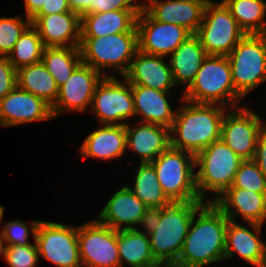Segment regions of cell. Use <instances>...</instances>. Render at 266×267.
I'll return each mask as SVG.
<instances>
[{
  "label": "cell",
  "mask_w": 266,
  "mask_h": 267,
  "mask_svg": "<svg viewBox=\"0 0 266 267\" xmlns=\"http://www.w3.org/2000/svg\"><path fill=\"white\" fill-rule=\"evenodd\" d=\"M229 188H241L257 193H266V177L253 160H243Z\"/></svg>",
  "instance_id": "cell-35"
},
{
  "label": "cell",
  "mask_w": 266,
  "mask_h": 267,
  "mask_svg": "<svg viewBox=\"0 0 266 267\" xmlns=\"http://www.w3.org/2000/svg\"><path fill=\"white\" fill-rule=\"evenodd\" d=\"M170 147V129L161 125L139 122L126 125V149L140 157V163H151Z\"/></svg>",
  "instance_id": "cell-23"
},
{
  "label": "cell",
  "mask_w": 266,
  "mask_h": 267,
  "mask_svg": "<svg viewBox=\"0 0 266 267\" xmlns=\"http://www.w3.org/2000/svg\"><path fill=\"white\" fill-rule=\"evenodd\" d=\"M103 77L94 91L91 112L101 124L127 125L135 116L132 85L123 77Z\"/></svg>",
  "instance_id": "cell-10"
},
{
  "label": "cell",
  "mask_w": 266,
  "mask_h": 267,
  "mask_svg": "<svg viewBox=\"0 0 266 267\" xmlns=\"http://www.w3.org/2000/svg\"><path fill=\"white\" fill-rule=\"evenodd\" d=\"M209 0H151L142 7L154 20L180 25L195 34Z\"/></svg>",
  "instance_id": "cell-19"
},
{
  "label": "cell",
  "mask_w": 266,
  "mask_h": 267,
  "mask_svg": "<svg viewBox=\"0 0 266 267\" xmlns=\"http://www.w3.org/2000/svg\"><path fill=\"white\" fill-rule=\"evenodd\" d=\"M141 10H117L81 15V37H102L122 32H137Z\"/></svg>",
  "instance_id": "cell-26"
},
{
  "label": "cell",
  "mask_w": 266,
  "mask_h": 267,
  "mask_svg": "<svg viewBox=\"0 0 266 267\" xmlns=\"http://www.w3.org/2000/svg\"><path fill=\"white\" fill-rule=\"evenodd\" d=\"M147 208L130 188L124 185L106 202L97 220L117 231L136 229Z\"/></svg>",
  "instance_id": "cell-20"
},
{
  "label": "cell",
  "mask_w": 266,
  "mask_h": 267,
  "mask_svg": "<svg viewBox=\"0 0 266 267\" xmlns=\"http://www.w3.org/2000/svg\"><path fill=\"white\" fill-rule=\"evenodd\" d=\"M182 99L205 104H218L229 109L237 106L241 97L232 81L227 56L207 55L194 81L182 92Z\"/></svg>",
  "instance_id": "cell-4"
},
{
  "label": "cell",
  "mask_w": 266,
  "mask_h": 267,
  "mask_svg": "<svg viewBox=\"0 0 266 267\" xmlns=\"http://www.w3.org/2000/svg\"><path fill=\"white\" fill-rule=\"evenodd\" d=\"M228 217L205 202L195 213L182 252L172 267H204L224 260Z\"/></svg>",
  "instance_id": "cell-1"
},
{
  "label": "cell",
  "mask_w": 266,
  "mask_h": 267,
  "mask_svg": "<svg viewBox=\"0 0 266 267\" xmlns=\"http://www.w3.org/2000/svg\"><path fill=\"white\" fill-rule=\"evenodd\" d=\"M213 203L228 217L262 224L266 220V193L241 188H227Z\"/></svg>",
  "instance_id": "cell-21"
},
{
  "label": "cell",
  "mask_w": 266,
  "mask_h": 267,
  "mask_svg": "<svg viewBox=\"0 0 266 267\" xmlns=\"http://www.w3.org/2000/svg\"><path fill=\"white\" fill-rule=\"evenodd\" d=\"M82 267H120L117 230L97 219L77 226Z\"/></svg>",
  "instance_id": "cell-12"
},
{
  "label": "cell",
  "mask_w": 266,
  "mask_h": 267,
  "mask_svg": "<svg viewBox=\"0 0 266 267\" xmlns=\"http://www.w3.org/2000/svg\"><path fill=\"white\" fill-rule=\"evenodd\" d=\"M25 15L28 19H32L42 7H46V0H24Z\"/></svg>",
  "instance_id": "cell-43"
},
{
  "label": "cell",
  "mask_w": 266,
  "mask_h": 267,
  "mask_svg": "<svg viewBox=\"0 0 266 267\" xmlns=\"http://www.w3.org/2000/svg\"><path fill=\"white\" fill-rule=\"evenodd\" d=\"M262 227L258 223L248 222L244 226L228 220L224 260L237 255L254 267H266V242L260 238Z\"/></svg>",
  "instance_id": "cell-17"
},
{
  "label": "cell",
  "mask_w": 266,
  "mask_h": 267,
  "mask_svg": "<svg viewBox=\"0 0 266 267\" xmlns=\"http://www.w3.org/2000/svg\"><path fill=\"white\" fill-rule=\"evenodd\" d=\"M20 15L0 17V57H7L31 20ZM25 20V21H24Z\"/></svg>",
  "instance_id": "cell-34"
},
{
  "label": "cell",
  "mask_w": 266,
  "mask_h": 267,
  "mask_svg": "<svg viewBox=\"0 0 266 267\" xmlns=\"http://www.w3.org/2000/svg\"><path fill=\"white\" fill-rule=\"evenodd\" d=\"M243 161L221 139L211 143L195 156L196 187L201 200L213 202L231 187L236 171ZM215 198H207V192Z\"/></svg>",
  "instance_id": "cell-6"
},
{
  "label": "cell",
  "mask_w": 266,
  "mask_h": 267,
  "mask_svg": "<svg viewBox=\"0 0 266 267\" xmlns=\"http://www.w3.org/2000/svg\"><path fill=\"white\" fill-rule=\"evenodd\" d=\"M256 112L240 106L224 114L220 139L243 160H252L260 133L266 127Z\"/></svg>",
  "instance_id": "cell-13"
},
{
  "label": "cell",
  "mask_w": 266,
  "mask_h": 267,
  "mask_svg": "<svg viewBox=\"0 0 266 267\" xmlns=\"http://www.w3.org/2000/svg\"><path fill=\"white\" fill-rule=\"evenodd\" d=\"M117 10H142V6L136 0H93L82 15Z\"/></svg>",
  "instance_id": "cell-38"
},
{
  "label": "cell",
  "mask_w": 266,
  "mask_h": 267,
  "mask_svg": "<svg viewBox=\"0 0 266 267\" xmlns=\"http://www.w3.org/2000/svg\"><path fill=\"white\" fill-rule=\"evenodd\" d=\"M207 55L228 56L246 35L225 4L209 0L195 33Z\"/></svg>",
  "instance_id": "cell-9"
},
{
  "label": "cell",
  "mask_w": 266,
  "mask_h": 267,
  "mask_svg": "<svg viewBox=\"0 0 266 267\" xmlns=\"http://www.w3.org/2000/svg\"><path fill=\"white\" fill-rule=\"evenodd\" d=\"M137 1H138V0H136V2H137ZM149 1H151V0H144V1H142L143 3H141V6L143 7V6H144V3L146 2L145 4H147Z\"/></svg>",
  "instance_id": "cell-47"
},
{
  "label": "cell",
  "mask_w": 266,
  "mask_h": 267,
  "mask_svg": "<svg viewBox=\"0 0 266 267\" xmlns=\"http://www.w3.org/2000/svg\"><path fill=\"white\" fill-rule=\"evenodd\" d=\"M130 190L149 208L166 207L172 201L163 192L152 163H140Z\"/></svg>",
  "instance_id": "cell-30"
},
{
  "label": "cell",
  "mask_w": 266,
  "mask_h": 267,
  "mask_svg": "<svg viewBox=\"0 0 266 267\" xmlns=\"http://www.w3.org/2000/svg\"><path fill=\"white\" fill-rule=\"evenodd\" d=\"M17 86V70L8 57H0V99Z\"/></svg>",
  "instance_id": "cell-39"
},
{
  "label": "cell",
  "mask_w": 266,
  "mask_h": 267,
  "mask_svg": "<svg viewBox=\"0 0 266 267\" xmlns=\"http://www.w3.org/2000/svg\"><path fill=\"white\" fill-rule=\"evenodd\" d=\"M31 24L45 47H79L81 17L74 11L51 15H35Z\"/></svg>",
  "instance_id": "cell-18"
},
{
  "label": "cell",
  "mask_w": 266,
  "mask_h": 267,
  "mask_svg": "<svg viewBox=\"0 0 266 267\" xmlns=\"http://www.w3.org/2000/svg\"><path fill=\"white\" fill-rule=\"evenodd\" d=\"M72 11L67 0H46V7H42L36 15H51Z\"/></svg>",
  "instance_id": "cell-42"
},
{
  "label": "cell",
  "mask_w": 266,
  "mask_h": 267,
  "mask_svg": "<svg viewBox=\"0 0 266 267\" xmlns=\"http://www.w3.org/2000/svg\"><path fill=\"white\" fill-rule=\"evenodd\" d=\"M79 49L82 62L103 77H113L108 75V71H119V75L124 77L138 51V34L122 32L102 37H81Z\"/></svg>",
  "instance_id": "cell-5"
},
{
  "label": "cell",
  "mask_w": 266,
  "mask_h": 267,
  "mask_svg": "<svg viewBox=\"0 0 266 267\" xmlns=\"http://www.w3.org/2000/svg\"><path fill=\"white\" fill-rule=\"evenodd\" d=\"M138 50L156 56L172 54L191 33L184 27L154 20L143 8L136 19Z\"/></svg>",
  "instance_id": "cell-15"
},
{
  "label": "cell",
  "mask_w": 266,
  "mask_h": 267,
  "mask_svg": "<svg viewBox=\"0 0 266 267\" xmlns=\"http://www.w3.org/2000/svg\"><path fill=\"white\" fill-rule=\"evenodd\" d=\"M170 127V146L196 156L211 143L220 140L225 106L194 103L182 99Z\"/></svg>",
  "instance_id": "cell-2"
},
{
  "label": "cell",
  "mask_w": 266,
  "mask_h": 267,
  "mask_svg": "<svg viewBox=\"0 0 266 267\" xmlns=\"http://www.w3.org/2000/svg\"><path fill=\"white\" fill-rule=\"evenodd\" d=\"M54 120L51 105L16 86L0 99V126L10 127Z\"/></svg>",
  "instance_id": "cell-16"
},
{
  "label": "cell",
  "mask_w": 266,
  "mask_h": 267,
  "mask_svg": "<svg viewBox=\"0 0 266 267\" xmlns=\"http://www.w3.org/2000/svg\"><path fill=\"white\" fill-rule=\"evenodd\" d=\"M72 11L81 16L93 3V0H67Z\"/></svg>",
  "instance_id": "cell-44"
},
{
  "label": "cell",
  "mask_w": 266,
  "mask_h": 267,
  "mask_svg": "<svg viewBox=\"0 0 266 267\" xmlns=\"http://www.w3.org/2000/svg\"><path fill=\"white\" fill-rule=\"evenodd\" d=\"M35 242L39 257L57 267H82L77 226L51 221H40Z\"/></svg>",
  "instance_id": "cell-11"
},
{
  "label": "cell",
  "mask_w": 266,
  "mask_h": 267,
  "mask_svg": "<svg viewBox=\"0 0 266 267\" xmlns=\"http://www.w3.org/2000/svg\"><path fill=\"white\" fill-rule=\"evenodd\" d=\"M246 34H266L264 0H222Z\"/></svg>",
  "instance_id": "cell-31"
},
{
  "label": "cell",
  "mask_w": 266,
  "mask_h": 267,
  "mask_svg": "<svg viewBox=\"0 0 266 267\" xmlns=\"http://www.w3.org/2000/svg\"><path fill=\"white\" fill-rule=\"evenodd\" d=\"M171 92L159 91L143 85H132L135 116L142 117L140 122L157 124L170 129L176 111L171 107Z\"/></svg>",
  "instance_id": "cell-24"
},
{
  "label": "cell",
  "mask_w": 266,
  "mask_h": 267,
  "mask_svg": "<svg viewBox=\"0 0 266 267\" xmlns=\"http://www.w3.org/2000/svg\"><path fill=\"white\" fill-rule=\"evenodd\" d=\"M207 53L201 46L196 34L189 37L170 55L169 66L176 86L186 85L187 89L194 81Z\"/></svg>",
  "instance_id": "cell-27"
},
{
  "label": "cell",
  "mask_w": 266,
  "mask_h": 267,
  "mask_svg": "<svg viewBox=\"0 0 266 267\" xmlns=\"http://www.w3.org/2000/svg\"><path fill=\"white\" fill-rule=\"evenodd\" d=\"M162 207H149L145 210L142 218L139 222V227L136 229L144 232L146 235L151 234L156 226L159 225V221L161 218ZM143 227V228H142Z\"/></svg>",
  "instance_id": "cell-40"
},
{
  "label": "cell",
  "mask_w": 266,
  "mask_h": 267,
  "mask_svg": "<svg viewBox=\"0 0 266 267\" xmlns=\"http://www.w3.org/2000/svg\"><path fill=\"white\" fill-rule=\"evenodd\" d=\"M5 242L3 241V235H2V230H0V257L1 255L4 256L5 253Z\"/></svg>",
  "instance_id": "cell-45"
},
{
  "label": "cell",
  "mask_w": 266,
  "mask_h": 267,
  "mask_svg": "<svg viewBox=\"0 0 266 267\" xmlns=\"http://www.w3.org/2000/svg\"><path fill=\"white\" fill-rule=\"evenodd\" d=\"M102 78L97 70L81 62L70 78L59 87L57 100L51 106L54 119L66 112L84 113L90 108L94 91Z\"/></svg>",
  "instance_id": "cell-14"
},
{
  "label": "cell",
  "mask_w": 266,
  "mask_h": 267,
  "mask_svg": "<svg viewBox=\"0 0 266 267\" xmlns=\"http://www.w3.org/2000/svg\"><path fill=\"white\" fill-rule=\"evenodd\" d=\"M41 62L60 87L82 62L81 52L79 47H45Z\"/></svg>",
  "instance_id": "cell-32"
},
{
  "label": "cell",
  "mask_w": 266,
  "mask_h": 267,
  "mask_svg": "<svg viewBox=\"0 0 266 267\" xmlns=\"http://www.w3.org/2000/svg\"><path fill=\"white\" fill-rule=\"evenodd\" d=\"M120 267H163L153 256L149 237L137 229L117 231Z\"/></svg>",
  "instance_id": "cell-28"
},
{
  "label": "cell",
  "mask_w": 266,
  "mask_h": 267,
  "mask_svg": "<svg viewBox=\"0 0 266 267\" xmlns=\"http://www.w3.org/2000/svg\"><path fill=\"white\" fill-rule=\"evenodd\" d=\"M84 139L79 148L83 159L96 158L101 160L118 159L125 155L126 125L102 124Z\"/></svg>",
  "instance_id": "cell-25"
},
{
  "label": "cell",
  "mask_w": 266,
  "mask_h": 267,
  "mask_svg": "<svg viewBox=\"0 0 266 267\" xmlns=\"http://www.w3.org/2000/svg\"><path fill=\"white\" fill-rule=\"evenodd\" d=\"M4 259L10 267H36L39 263V254L35 239L31 245L6 246Z\"/></svg>",
  "instance_id": "cell-37"
},
{
  "label": "cell",
  "mask_w": 266,
  "mask_h": 267,
  "mask_svg": "<svg viewBox=\"0 0 266 267\" xmlns=\"http://www.w3.org/2000/svg\"><path fill=\"white\" fill-rule=\"evenodd\" d=\"M29 226L22 220H11L3 225L1 228L3 241L6 246L9 245H31L28 238L30 237V233L33 235L32 237L35 239L36 231L38 224L41 220H31ZM31 232H29L30 230Z\"/></svg>",
  "instance_id": "cell-36"
},
{
  "label": "cell",
  "mask_w": 266,
  "mask_h": 267,
  "mask_svg": "<svg viewBox=\"0 0 266 267\" xmlns=\"http://www.w3.org/2000/svg\"><path fill=\"white\" fill-rule=\"evenodd\" d=\"M151 163L163 192L172 202L203 201L196 187L195 156L192 153L170 146Z\"/></svg>",
  "instance_id": "cell-7"
},
{
  "label": "cell",
  "mask_w": 266,
  "mask_h": 267,
  "mask_svg": "<svg viewBox=\"0 0 266 267\" xmlns=\"http://www.w3.org/2000/svg\"><path fill=\"white\" fill-rule=\"evenodd\" d=\"M227 57L241 98L266 82V34H246Z\"/></svg>",
  "instance_id": "cell-8"
},
{
  "label": "cell",
  "mask_w": 266,
  "mask_h": 267,
  "mask_svg": "<svg viewBox=\"0 0 266 267\" xmlns=\"http://www.w3.org/2000/svg\"><path fill=\"white\" fill-rule=\"evenodd\" d=\"M45 45L36 28L30 24L7 56L16 70L41 61Z\"/></svg>",
  "instance_id": "cell-33"
},
{
  "label": "cell",
  "mask_w": 266,
  "mask_h": 267,
  "mask_svg": "<svg viewBox=\"0 0 266 267\" xmlns=\"http://www.w3.org/2000/svg\"><path fill=\"white\" fill-rule=\"evenodd\" d=\"M166 57L137 51L124 78L131 85H143L159 91L171 92L175 83Z\"/></svg>",
  "instance_id": "cell-22"
},
{
  "label": "cell",
  "mask_w": 266,
  "mask_h": 267,
  "mask_svg": "<svg viewBox=\"0 0 266 267\" xmlns=\"http://www.w3.org/2000/svg\"><path fill=\"white\" fill-rule=\"evenodd\" d=\"M252 160L266 177V127L258 137L255 155Z\"/></svg>",
  "instance_id": "cell-41"
},
{
  "label": "cell",
  "mask_w": 266,
  "mask_h": 267,
  "mask_svg": "<svg viewBox=\"0 0 266 267\" xmlns=\"http://www.w3.org/2000/svg\"><path fill=\"white\" fill-rule=\"evenodd\" d=\"M17 86L42 98L51 106L58 97L59 87L41 61L17 70Z\"/></svg>",
  "instance_id": "cell-29"
},
{
  "label": "cell",
  "mask_w": 266,
  "mask_h": 267,
  "mask_svg": "<svg viewBox=\"0 0 266 267\" xmlns=\"http://www.w3.org/2000/svg\"><path fill=\"white\" fill-rule=\"evenodd\" d=\"M204 203L172 202L162 207L159 225L148 237L152 254L163 267H172L177 262L194 213Z\"/></svg>",
  "instance_id": "cell-3"
},
{
  "label": "cell",
  "mask_w": 266,
  "mask_h": 267,
  "mask_svg": "<svg viewBox=\"0 0 266 267\" xmlns=\"http://www.w3.org/2000/svg\"><path fill=\"white\" fill-rule=\"evenodd\" d=\"M4 210H5V206L3 207L0 205V223H2L1 221H3Z\"/></svg>",
  "instance_id": "cell-46"
}]
</instances>
